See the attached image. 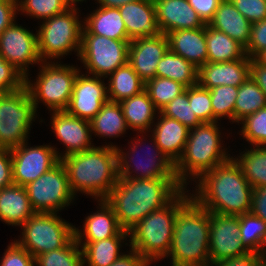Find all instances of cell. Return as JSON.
I'll return each mask as SVG.
<instances>
[{"instance_id": "cell-32", "label": "cell", "mask_w": 266, "mask_h": 266, "mask_svg": "<svg viewBox=\"0 0 266 266\" xmlns=\"http://www.w3.org/2000/svg\"><path fill=\"white\" fill-rule=\"evenodd\" d=\"M109 76L107 84L109 101L120 103L129 97L140 94L145 88V83L128 63L117 68Z\"/></svg>"}, {"instance_id": "cell-28", "label": "cell", "mask_w": 266, "mask_h": 266, "mask_svg": "<svg viewBox=\"0 0 266 266\" xmlns=\"http://www.w3.org/2000/svg\"><path fill=\"white\" fill-rule=\"evenodd\" d=\"M127 126L132 130L145 134L151 130L156 112L159 113L148 93L143 90L140 94L120 102ZM157 110V111H156ZM152 125V126H151Z\"/></svg>"}, {"instance_id": "cell-26", "label": "cell", "mask_w": 266, "mask_h": 266, "mask_svg": "<svg viewBox=\"0 0 266 266\" xmlns=\"http://www.w3.org/2000/svg\"><path fill=\"white\" fill-rule=\"evenodd\" d=\"M35 213L25 186L12 184L0 189L1 221L12 226H22Z\"/></svg>"}, {"instance_id": "cell-55", "label": "cell", "mask_w": 266, "mask_h": 266, "mask_svg": "<svg viewBox=\"0 0 266 266\" xmlns=\"http://www.w3.org/2000/svg\"><path fill=\"white\" fill-rule=\"evenodd\" d=\"M109 266H150V263L139 252L131 248L128 254H122Z\"/></svg>"}, {"instance_id": "cell-19", "label": "cell", "mask_w": 266, "mask_h": 266, "mask_svg": "<svg viewBox=\"0 0 266 266\" xmlns=\"http://www.w3.org/2000/svg\"><path fill=\"white\" fill-rule=\"evenodd\" d=\"M52 114V130L58 140L66 146L61 159L95 147L91 144L92 131L89 120L72 116L66 111H53Z\"/></svg>"}, {"instance_id": "cell-44", "label": "cell", "mask_w": 266, "mask_h": 266, "mask_svg": "<svg viewBox=\"0 0 266 266\" xmlns=\"http://www.w3.org/2000/svg\"><path fill=\"white\" fill-rule=\"evenodd\" d=\"M188 100L201 122H213V108L209 89L199 84L188 87Z\"/></svg>"}, {"instance_id": "cell-20", "label": "cell", "mask_w": 266, "mask_h": 266, "mask_svg": "<svg viewBox=\"0 0 266 266\" xmlns=\"http://www.w3.org/2000/svg\"><path fill=\"white\" fill-rule=\"evenodd\" d=\"M153 2L158 27L165 35L176 30L195 29L206 25L187 0H154Z\"/></svg>"}, {"instance_id": "cell-45", "label": "cell", "mask_w": 266, "mask_h": 266, "mask_svg": "<svg viewBox=\"0 0 266 266\" xmlns=\"http://www.w3.org/2000/svg\"><path fill=\"white\" fill-rule=\"evenodd\" d=\"M25 77L0 56V95L24 86Z\"/></svg>"}, {"instance_id": "cell-10", "label": "cell", "mask_w": 266, "mask_h": 266, "mask_svg": "<svg viewBox=\"0 0 266 266\" xmlns=\"http://www.w3.org/2000/svg\"><path fill=\"white\" fill-rule=\"evenodd\" d=\"M74 227L56 213L36 212L22 226V237L15 240L34 258L63 248L73 237Z\"/></svg>"}, {"instance_id": "cell-48", "label": "cell", "mask_w": 266, "mask_h": 266, "mask_svg": "<svg viewBox=\"0 0 266 266\" xmlns=\"http://www.w3.org/2000/svg\"><path fill=\"white\" fill-rule=\"evenodd\" d=\"M244 50L249 58H255L266 50V19L251 25L249 43Z\"/></svg>"}, {"instance_id": "cell-21", "label": "cell", "mask_w": 266, "mask_h": 266, "mask_svg": "<svg viewBox=\"0 0 266 266\" xmlns=\"http://www.w3.org/2000/svg\"><path fill=\"white\" fill-rule=\"evenodd\" d=\"M250 58L230 62H207L198 69V84L206 89L220 85L239 87L249 77Z\"/></svg>"}, {"instance_id": "cell-25", "label": "cell", "mask_w": 266, "mask_h": 266, "mask_svg": "<svg viewBox=\"0 0 266 266\" xmlns=\"http://www.w3.org/2000/svg\"><path fill=\"white\" fill-rule=\"evenodd\" d=\"M98 202L100 210L85 218L83 231L74 227V238L76 242H83L82 240L84 242H96L109 239L122 230L112 207L106 200H98Z\"/></svg>"}, {"instance_id": "cell-6", "label": "cell", "mask_w": 266, "mask_h": 266, "mask_svg": "<svg viewBox=\"0 0 266 266\" xmlns=\"http://www.w3.org/2000/svg\"><path fill=\"white\" fill-rule=\"evenodd\" d=\"M217 123L202 122L189 130L183 155L175 164L176 178L184 188H187L188 179L193 177L196 182V178L199 179L205 172L231 158L227 149L221 146Z\"/></svg>"}, {"instance_id": "cell-27", "label": "cell", "mask_w": 266, "mask_h": 266, "mask_svg": "<svg viewBox=\"0 0 266 266\" xmlns=\"http://www.w3.org/2000/svg\"><path fill=\"white\" fill-rule=\"evenodd\" d=\"M207 25L227 34L244 48L249 43L252 24L235 8L231 0L221 1Z\"/></svg>"}, {"instance_id": "cell-57", "label": "cell", "mask_w": 266, "mask_h": 266, "mask_svg": "<svg viewBox=\"0 0 266 266\" xmlns=\"http://www.w3.org/2000/svg\"><path fill=\"white\" fill-rule=\"evenodd\" d=\"M255 59L260 63L266 66V50L259 53Z\"/></svg>"}, {"instance_id": "cell-40", "label": "cell", "mask_w": 266, "mask_h": 266, "mask_svg": "<svg viewBox=\"0 0 266 266\" xmlns=\"http://www.w3.org/2000/svg\"><path fill=\"white\" fill-rule=\"evenodd\" d=\"M73 4V0H17L18 12L43 21L66 11Z\"/></svg>"}, {"instance_id": "cell-42", "label": "cell", "mask_w": 266, "mask_h": 266, "mask_svg": "<svg viewBox=\"0 0 266 266\" xmlns=\"http://www.w3.org/2000/svg\"><path fill=\"white\" fill-rule=\"evenodd\" d=\"M159 113L164 116L176 119L185 125L189 130L197 127L202 122L193 112L188 100V87L184 92L176 96L171 102L163 107Z\"/></svg>"}, {"instance_id": "cell-24", "label": "cell", "mask_w": 266, "mask_h": 266, "mask_svg": "<svg viewBox=\"0 0 266 266\" xmlns=\"http://www.w3.org/2000/svg\"><path fill=\"white\" fill-rule=\"evenodd\" d=\"M152 132L160 150L174 164L183 155L189 135V129L176 119L162 115L161 113Z\"/></svg>"}, {"instance_id": "cell-39", "label": "cell", "mask_w": 266, "mask_h": 266, "mask_svg": "<svg viewBox=\"0 0 266 266\" xmlns=\"http://www.w3.org/2000/svg\"><path fill=\"white\" fill-rule=\"evenodd\" d=\"M186 88L180 82L163 77H154L145 83L144 90L148 93L158 111H160L176 96L184 92Z\"/></svg>"}, {"instance_id": "cell-38", "label": "cell", "mask_w": 266, "mask_h": 266, "mask_svg": "<svg viewBox=\"0 0 266 266\" xmlns=\"http://www.w3.org/2000/svg\"><path fill=\"white\" fill-rule=\"evenodd\" d=\"M73 237L63 248L40 254L34 258L37 266H84L82 248Z\"/></svg>"}, {"instance_id": "cell-53", "label": "cell", "mask_w": 266, "mask_h": 266, "mask_svg": "<svg viewBox=\"0 0 266 266\" xmlns=\"http://www.w3.org/2000/svg\"><path fill=\"white\" fill-rule=\"evenodd\" d=\"M250 213L266 222V186L253 189Z\"/></svg>"}, {"instance_id": "cell-14", "label": "cell", "mask_w": 266, "mask_h": 266, "mask_svg": "<svg viewBox=\"0 0 266 266\" xmlns=\"http://www.w3.org/2000/svg\"><path fill=\"white\" fill-rule=\"evenodd\" d=\"M27 141L10 149L12 156L13 183L26 186L49 171L60 160L61 154L56 147L41 145L29 147Z\"/></svg>"}, {"instance_id": "cell-59", "label": "cell", "mask_w": 266, "mask_h": 266, "mask_svg": "<svg viewBox=\"0 0 266 266\" xmlns=\"http://www.w3.org/2000/svg\"><path fill=\"white\" fill-rule=\"evenodd\" d=\"M74 1V3H79V2H83V1H85V0H73Z\"/></svg>"}, {"instance_id": "cell-11", "label": "cell", "mask_w": 266, "mask_h": 266, "mask_svg": "<svg viewBox=\"0 0 266 266\" xmlns=\"http://www.w3.org/2000/svg\"><path fill=\"white\" fill-rule=\"evenodd\" d=\"M130 41L90 34L83 27L79 60L89 75L108 78L117 68L128 63Z\"/></svg>"}, {"instance_id": "cell-2", "label": "cell", "mask_w": 266, "mask_h": 266, "mask_svg": "<svg viewBox=\"0 0 266 266\" xmlns=\"http://www.w3.org/2000/svg\"><path fill=\"white\" fill-rule=\"evenodd\" d=\"M197 181L191 197L209 212L235 216L250 212L253 187L232 156Z\"/></svg>"}, {"instance_id": "cell-4", "label": "cell", "mask_w": 266, "mask_h": 266, "mask_svg": "<svg viewBox=\"0 0 266 266\" xmlns=\"http://www.w3.org/2000/svg\"><path fill=\"white\" fill-rule=\"evenodd\" d=\"M210 212L191 198L178 212L169 253L171 266H209Z\"/></svg>"}, {"instance_id": "cell-36", "label": "cell", "mask_w": 266, "mask_h": 266, "mask_svg": "<svg viewBox=\"0 0 266 266\" xmlns=\"http://www.w3.org/2000/svg\"><path fill=\"white\" fill-rule=\"evenodd\" d=\"M266 107V95L256 82L249 76L238 87V94L234 106V122L239 123L246 116Z\"/></svg>"}, {"instance_id": "cell-46", "label": "cell", "mask_w": 266, "mask_h": 266, "mask_svg": "<svg viewBox=\"0 0 266 266\" xmlns=\"http://www.w3.org/2000/svg\"><path fill=\"white\" fill-rule=\"evenodd\" d=\"M231 2L251 24L266 19V0H231Z\"/></svg>"}, {"instance_id": "cell-16", "label": "cell", "mask_w": 266, "mask_h": 266, "mask_svg": "<svg viewBox=\"0 0 266 266\" xmlns=\"http://www.w3.org/2000/svg\"><path fill=\"white\" fill-rule=\"evenodd\" d=\"M249 250L241 241L239 233V217L210 212V263L218 262Z\"/></svg>"}, {"instance_id": "cell-8", "label": "cell", "mask_w": 266, "mask_h": 266, "mask_svg": "<svg viewBox=\"0 0 266 266\" xmlns=\"http://www.w3.org/2000/svg\"><path fill=\"white\" fill-rule=\"evenodd\" d=\"M38 79L31 83L25 77L24 85L29 91L37 111L38 104L42 101L50 111H65L69 105L75 79L80 72L74 66L58 64V62H42Z\"/></svg>"}, {"instance_id": "cell-9", "label": "cell", "mask_w": 266, "mask_h": 266, "mask_svg": "<svg viewBox=\"0 0 266 266\" xmlns=\"http://www.w3.org/2000/svg\"><path fill=\"white\" fill-rule=\"evenodd\" d=\"M35 105L28 89L0 95V149H12L28 141L32 121L36 119Z\"/></svg>"}, {"instance_id": "cell-12", "label": "cell", "mask_w": 266, "mask_h": 266, "mask_svg": "<svg viewBox=\"0 0 266 266\" xmlns=\"http://www.w3.org/2000/svg\"><path fill=\"white\" fill-rule=\"evenodd\" d=\"M35 212L58 213L75 199L70 189L67 170L59 161L49 171L25 186Z\"/></svg>"}, {"instance_id": "cell-22", "label": "cell", "mask_w": 266, "mask_h": 266, "mask_svg": "<svg viewBox=\"0 0 266 266\" xmlns=\"http://www.w3.org/2000/svg\"><path fill=\"white\" fill-rule=\"evenodd\" d=\"M118 9L130 40L161 34L153 1L136 0Z\"/></svg>"}, {"instance_id": "cell-50", "label": "cell", "mask_w": 266, "mask_h": 266, "mask_svg": "<svg viewBox=\"0 0 266 266\" xmlns=\"http://www.w3.org/2000/svg\"><path fill=\"white\" fill-rule=\"evenodd\" d=\"M205 24L213 18L222 0H187Z\"/></svg>"}, {"instance_id": "cell-13", "label": "cell", "mask_w": 266, "mask_h": 266, "mask_svg": "<svg viewBox=\"0 0 266 266\" xmlns=\"http://www.w3.org/2000/svg\"><path fill=\"white\" fill-rule=\"evenodd\" d=\"M134 139L136 141H131L132 147L130 148V152L126 153L123 150L116 147L117 152V164H118V176L119 178H131V179H177L175 175V164L167 158V156L160 150L158 144L156 143L153 136L152 137V150L155 153L146 154V161L137 162L134 157L138 155L137 152L138 146L144 144L142 142L143 138ZM149 146V145H146ZM145 146V147H146ZM142 149V148H140ZM150 149V147H149ZM151 150V149H150ZM149 152V151H147ZM151 152V151H150ZM136 153V154H135ZM132 154V155H130ZM129 155V156H128ZM135 155V156H134ZM143 155V154H142ZM132 156V157H131ZM142 157V156H141ZM136 158V157H135ZM149 158V159H148ZM138 160V159H137ZM143 160V159H141ZM136 161V162H134ZM142 162V163H141ZM147 162V163H145ZM131 163H134L133 165ZM140 163V164H139ZM135 167V168H134ZM135 169L134 171L132 169ZM132 170V171H131ZM137 171V172H136ZM132 172L135 175H132ZM139 172V173H138Z\"/></svg>"}, {"instance_id": "cell-54", "label": "cell", "mask_w": 266, "mask_h": 266, "mask_svg": "<svg viewBox=\"0 0 266 266\" xmlns=\"http://www.w3.org/2000/svg\"><path fill=\"white\" fill-rule=\"evenodd\" d=\"M249 76L266 95V66L260 64L255 58H250Z\"/></svg>"}, {"instance_id": "cell-43", "label": "cell", "mask_w": 266, "mask_h": 266, "mask_svg": "<svg viewBox=\"0 0 266 266\" xmlns=\"http://www.w3.org/2000/svg\"><path fill=\"white\" fill-rule=\"evenodd\" d=\"M241 134L252 146H266V107L246 116L239 122Z\"/></svg>"}, {"instance_id": "cell-17", "label": "cell", "mask_w": 266, "mask_h": 266, "mask_svg": "<svg viewBox=\"0 0 266 266\" xmlns=\"http://www.w3.org/2000/svg\"><path fill=\"white\" fill-rule=\"evenodd\" d=\"M108 101L107 86L101 77L78 73L67 109L68 114L91 120Z\"/></svg>"}, {"instance_id": "cell-49", "label": "cell", "mask_w": 266, "mask_h": 266, "mask_svg": "<svg viewBox=\"0 0 266 266\" xmlns=\"http://www.w3.org/2000/svg\"><path fill=\"white\" fill-rule=\"evenodd\" d=\"M263 256L258 252L249 251L242 255L210 263L209 266H257V261Z\"/></svg>"}, {"instance_id": "cell-1", "label": "cell", "mask_w": 266, "mask_h": 266, "mask_svg": "<svg viewBox=\"0 0 266 266\" xmlns=\"http://www.w3.org/2000/svg\"><path fill=\"white\" fill-rule=\"evenodd\" d=\"M183 189L178 179L118 178L105 200L120 227L130 231L148 214L168 205Z\"/></svg>"}, {"instance_id": "cell-29", "label": "cell", "mask_w": 266, "mask_h": 266, "mask_svg": "<svg viewBox=\"0 0 266 266\" xmlns=\"http://www.w3.org/2000/svg\"><path fill=\"white\" fill-rule=\"evenodd\" d=\"M83 27L90 33L116 40H130L118 8L101 7L89 14Z\"/></svg>"}, {"instance_id": "cell-37", "label": "cell", "mask_w": 266, "mask_h": 266, "mask_svg": "<svg viewBox=\"0 0 266 266\" xmlns=\"http://www.w3.org/2000/svg\"><path fill=\"white\" fill-rule=\"evenodd\" d=\"M239 233L244 246L253 252L266 254V222L256 215H239Z\"/></svg>"}, {"instance_id": "cell-3", "label": "cell", "mask_w": 266, "mask_h": 266, "mask_svg": "<svg viewBox=\"0 0 266 266\" xmlns=\"http://www.w3.org/2000/svg\"><path fill=\"white\" fill-rule=\"evenodd\" d=\"M68 174L70 189L95 199L105 200L118 181L117 152L115 145L96 146L63 157L60 160Z\"/></svg>"}, {"instance_id": "cell-33", "label": "cell", "mask_w": 266, "mask_h": 266, "mask_svg": "<svg viewBox=\"0 0 266 266\" xmlns=\"http://www.w3.org/2000/svg\"><path fill=\"white\" fill-rule=\"evenodd\" d=\"M207 62H230L242 59L244 47L227 34L206 24Z\"/></svg>"}, {"instance_id": "cell-34", "label": "cell", "mask_w": 266, "mask_h": 266, "mask_svg": "<svg viewBox=\"0 0 266 266\" xmlns=\"http://www.w3.org/2000/svg\"><path fill=\"white\" fill-rule=\"evenodd\" d=\"M155 77L168 78L191 87L198 84V68L168 49L158 63Z\"/></svg>"}, {"instance_id": "cell-47", "label": "cell", "mask_w": 266, "mask_h": 266, "mask_svg": "<svg viewBox=\"0 0 266 266\" xmlns=\"http://www.w3.org/2000/svg\"><path fill=\"white\" fill-rule=\"evenodd\" d=\"M6 249L0 266H34V257L15 240Z\"/></svg>"}, {"instance_id": "cell-30", "label": "cell", "mask_w": 266, "mask_h": 266, "mask_svg": "<svg viewBox=\"0 0 266 266\" xmlns=\"http://www.w3.org/2000/svg\"><path fill=\"white\" fill-rule=\"evenodd\" d=\"M129 232L121 230L117 235L109 239L96 242H77L82 248L83 263L88 266H109L115 262L123 253L120 252L121 242L127 240ZM123 240V241H122Z\"/></svg>"}, {"instance_id": "cell-41", "label": "cell", "mask_w": 266, "mask_h": 266, "mask_svg": "<svg viewBox=\"0 0 266 266\" xmlns=\"http://www.w3.org/2000/svg\"><path fill=\"white\" fill-rule=\"evenodd\" d=\"M213 108V122L221 118H228L234 122V106L238 94V87L220 85L209 89Z\"/></svg>"}, {"instance_id": "cell-58", "label": "cell", "mask_w": 266, "mask_h": 266, "mask_svg": "<svg viewBox=\"0 0 266 266\" xmlns=\"http://www.w3.org/2000/svg\"><path fill=\"white\" fill-rule=\"evenodd\" d=\"M257 266H266V254L257 261Z\"/></svg>"}, {"instance_id": "cell-18", "label": "cell", "mask_w": 266, "mask_h": 266, "mask_svg": "<svg viewBox=\"0 0 266 266\" xmlns=\"http://www.w3.org/2000/svg\"><path fill=\"white\" fill-rule=\"evenodd\" d=\"M168 49V39L163 33L133 39L129 44L128 64L146 83L155 77L158 63Z\"/></svg>"}, {"instance_id": "cell-7", "label": "cell", "mask_w": 266, "mask_h": 266, "mask_svg": "<svg viewBox=\"0 0 266 266\" xmlns=\"http://www.w3.org/2000/svg\"><path fill=\"white\" fill-rule=\"evenodd\" d=\"M74 3L66 11L45 19L37 32L38 51L43 62L77 52L79 56L83 25Z\"/></svg>"}, {"instance_id": "cell-35", "label": "cell", "mask_w": 266, "mask_h": 266, "mask_svg": "<svg viewBox=\"0 0 266 266\" xmlns=\"http://www.w3.org/2000/svg\"><path fill=\"white\" fill-rule=\"evenodd\" d=\"M238 157L232 158L253 189L266 186V146H253Z\"/></svg>"}, {"instance_id": "cell-15", "label": "cell", "mask_w": 266, "mask_h": 266, "mask_svg": "<svg viewBox=\"0 0 266 266\" xmlns=\"http://www.w3.org/2000/svg\"><path fill=\"white\" fill-rule=\"evenodd\" d=\"M0 56L24 77H28L29 65L43 62L38 51L37 33L14 21L0 34Z\"/></svg>"}, {"instance_id": "cell-52", "label": "cell", "mask_w": 266, "mask_h": 266, "mask_svg": "<svg viewBox=\"0 0 266 266\" xmlns=\"http://www.w3.org/2000/svg\"><path fill=\"white\" fill-rule=\"evenodd\" d=\"M17 0H0V34L15 20Z\"/></svg>"}, {"instance_id": "cell-51", "label": "cell", "mask_w": 266, "mask_h": 266, "mask_svg": "<svg viewBox=\"0 0 266 266\" xmlns=\"http://www.w3.org/2000/svg\"><path fill=\"white\" fill-rule=\"evenodd\" d=\"M13 183L12 156L10 149H0V189Z\"/></svg>"}, {"instance_id": "cell-5", "label": "cell", "mask_w": 266, "mask_h": 266, "mask_svg": "<svg viewBox=\"0 0 266 266\" xmlns=\"http://www.w3.org/2000/svg\"><path fill=\"white\" fill-rule=\"evenodd\" d=\"M186 190L184 188L168 205L148 214L128 231L130 248L150 264L166 258L169 253L177 212L192 198Z\"/></svg>"}, {"instance_id": "cell-56", "label": "cell", "mask_w": 266, "mask_h": 266, "mask_svg": "<svg viewBox=\"0 0 266 266\" xmlns=\"http://www.w3.org/2000/svg\"><path fill=\"white\" fill-rule=\"evenodd\" d=\"M133 1H136V0H97V2L99 3V6L107 7V8H119L123 6L124 4L133 2Z\"/></svg>"}, {"instance_id": "cell-23", "label": "cell", "mask_w": 266, "mask_h": 266, "mask_svg": "<svg viewBox=\"0 0 266 266\" xmlns=\"http://www.w3.org/2000/svg\"><path fill=\"white\" fill-rule=\"evenodd\" d=\"M169 50L191 62L198 69L207 63L206 25L176 30L166 34Z\"/></svg>"}, {"instance_id": "cell-31", "label": "cell", "mask_w": 266, "mask_h": 266, "mask_svg": "<svg viewBox=\"0 0 266 266\" xmlns=\"http://www.w3.org/2000/svg\"><path fill=\"white\" fill-rule=\"evenodd\" d=\"M92 134L116 138L123 135L128 128L122 107L118 102L107 101L97 115L90 120Z\"/></svg>"}]
</instances>
